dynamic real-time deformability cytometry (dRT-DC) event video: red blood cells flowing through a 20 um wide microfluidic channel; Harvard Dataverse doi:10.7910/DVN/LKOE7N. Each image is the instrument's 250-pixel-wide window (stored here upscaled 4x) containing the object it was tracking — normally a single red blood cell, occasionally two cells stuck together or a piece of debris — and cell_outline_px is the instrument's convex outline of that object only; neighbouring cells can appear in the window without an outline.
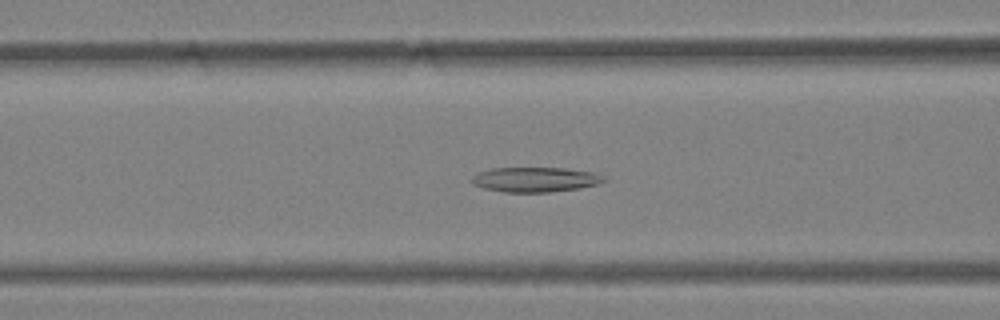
{"species": "Egyptian fruit bat (a non-hibernating species)", "species_latin": "Rousettus aegyptiacus", "temperature_condition": "warm", "stored_images_in_passage": 43, "camera_frame_rate_fps": 3000, "um_per_image_px": 0.085, "animal": {"sex": "female"}, "frame": {"image": 1, "passage_image": 11, "time_ms": 3.333, "image_size_px": [1000, 320], "cell_outline_px": [[608, 180], [600, 184], [580, 188], [548, 192], [504, 192], [484, 188], [472, 184], [472, 176], [480, 172], [492, 168], [564, 168], [592, 172], [604, 176]], "centroid_in_image_um": [45.53, 15.26], "position_along_channel_um": 121.1, "area_um2": 19.13}}
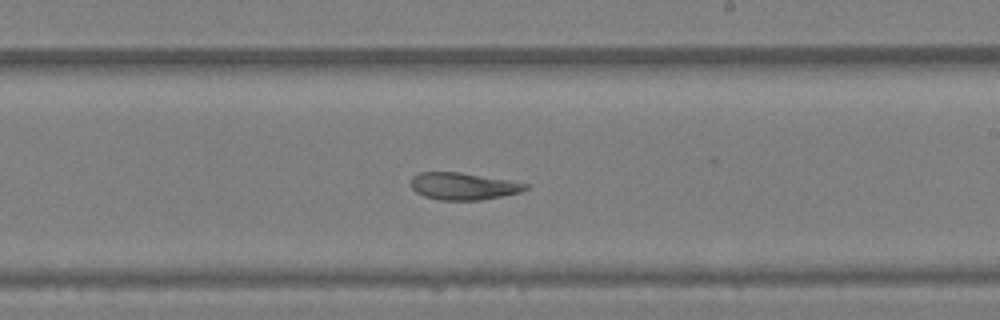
{"frame": {"image": 2, "passage_image": 21, "time_ms": 6.667, "image_size_px": [1000, 320], "cell_outline_px": [[528, 188], [520, 192], [480, 200], [440, 200], [424, 196], [416, 192], [412, 188], [412, 176], [420, 172], [460, 172], [508, 180], [528, 184]], "centroid_in_image_um": [39.36, 15.82], "position_along_channel_um": 249.6, "area_um2": 17.92}}
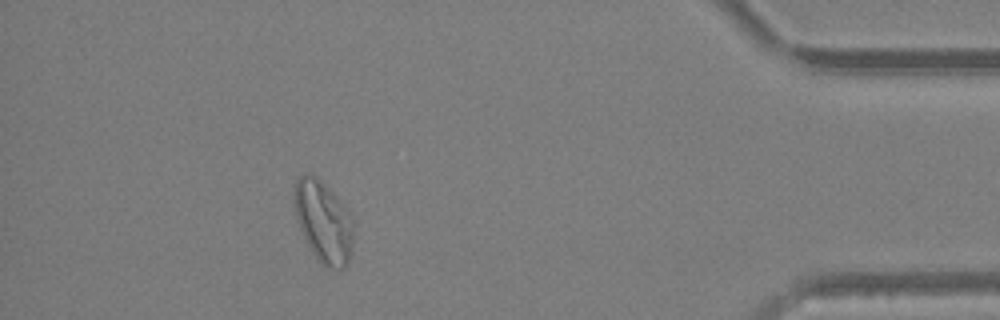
{"frame": {"image": 3, "passage_image": 37, "time_ms": 12.0, "image_size_px": [1000, 320], "cell_outline_px": [[352, 244], [348, 264], [344, 268], [328, 268], [312, 252], [300, 228], [296, 216], [292, 200], [292, 192], [296, 180], [304, 172], [316, 176], [336, 196], [348, 212], [352, 220]], "centroid_in_image_um": [27.45, 18.8], "position_along_channel_um": 407.8, "area_um2": 27.86}, "authors_computed_cell_mechanics": {"area_um2": 21.5016, "velocity_mm_per_s": 3.8644, "shape_relaxation_time_tau1_ms": null, "shape_relaxation_time_tau2_ms": 4.3684, "deformation_change_tau1": null, "deformation_change_tau2": 0.1296}}